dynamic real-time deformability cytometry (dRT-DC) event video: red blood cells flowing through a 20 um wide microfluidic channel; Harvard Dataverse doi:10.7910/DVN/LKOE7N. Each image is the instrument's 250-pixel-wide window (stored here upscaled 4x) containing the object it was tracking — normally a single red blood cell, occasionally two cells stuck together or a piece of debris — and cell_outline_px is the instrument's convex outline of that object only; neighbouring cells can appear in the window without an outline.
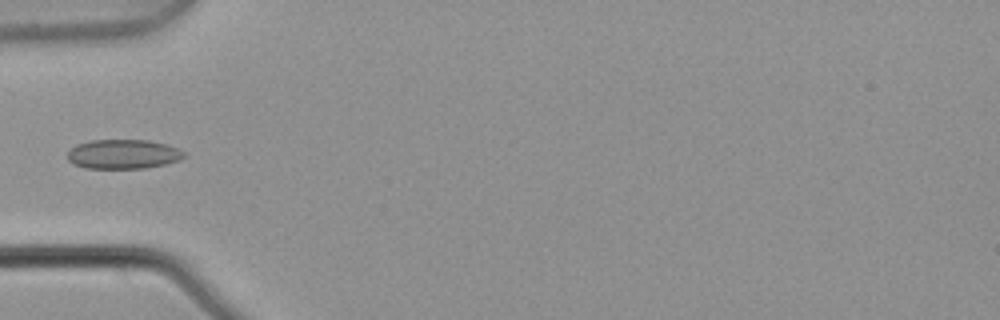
{"species": "common noctule bat (a hibernating species)", "species_latin": "Nyctalus noctula", "temperature_condition": "warm", "stored_images_in_passage": 5, "camera_frame_rate_fps": 3000, "um_per_image_px": 0.085, "animal": {"sex": "male", "body_mass_g": 21.5, "forearm_length_mm": 52.0}, "frame": {"image": 1, "passage_image": 4, "time_ms": 1.0, "image_size_px": [1000, 320], "cell_outline_px": [[184, 156], [180, 160], [164, 164], [144, 168], [84, 168], [72, 164], [68, 160], [68, 152], [76, 144], [92, 140], [148, 140], [164, 144], [176, 148], [184, 152]], "centroid_in_image_um": [10.43, 13.1], "position_along_channel_um": 74.6, "area_um2": 19.83}}
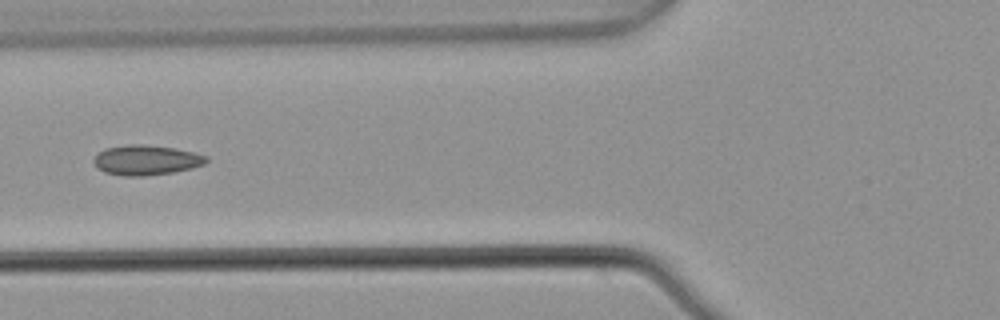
{"frame": {"image": 2, "passage_image": 5, "time_ms": 1.333, "image_size_px": [1000, 320], "cell_outline_px": [[208, 160], [204, 164], [192, 168], [172, 172], [144, 176], [120, 176], [104, 172], [96, 168], [92, 160], [104, 148], [128, 144], [144, 144], [176, 148], [208, 156]], "centroid_in_image_um": [12.4, 13.6], "position_along_channel_um": 113.4, "area_um2": 19.83}}